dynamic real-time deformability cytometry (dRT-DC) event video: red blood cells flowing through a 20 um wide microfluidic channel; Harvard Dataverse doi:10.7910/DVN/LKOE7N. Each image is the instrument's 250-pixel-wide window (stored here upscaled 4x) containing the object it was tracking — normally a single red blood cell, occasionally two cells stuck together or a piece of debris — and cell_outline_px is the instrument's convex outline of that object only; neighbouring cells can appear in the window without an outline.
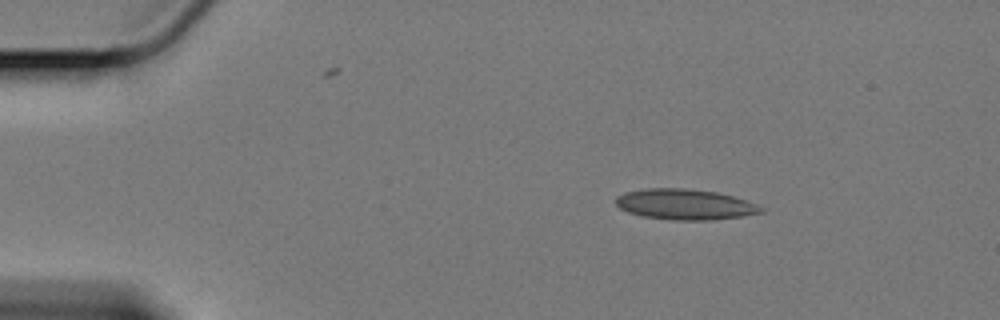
{"species": "Egyptian fruit bat (a non-hibernating species)", "species_latin": "Rousettus aegyptiacus", "temperature_condition": "cold", "stored_images_in_passage": 51, "camera_frame_rate_fps": 3000, "um_per_image_px": 0.085, "animal": {"sex": "female"}, "frame": {"image": 1, "passage_image": 1, "time_ms": 0.0, "image_size_px": [1000, 320], "cell_outline_px": [[764, 212], [744, 216], [712, 220], [672, 220], [644, 216], [628, 212], [620, 208], [616, 204], [616, 196], [624, 192], [648, 188], [684, 188], [716, 192], [732, 196], [756, 204], [764, 208]], "centroid_in_image_um": [58.22, 17.37], "position_along_channel_um": 26.8, "area_um2": 25.84}}
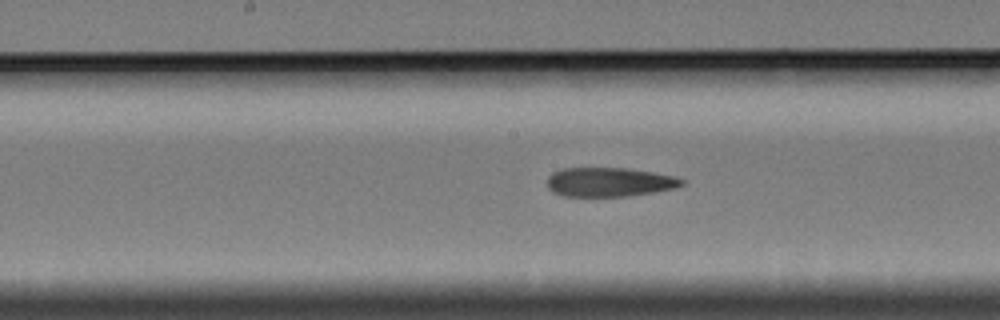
{"frame": {"image": 2, "passage_image": 22, "time_ms": 7.0, "image_size_px": [1000, 320], "cell_outline_px": [[684, 184], [676, 188], [656, 192], [628, 196], [564, 196], [552, 192], [548, 188], [548, 176], [552, 172], [564, 168], [624, 168], [652, 172], [676, 176], [684, 180]], "centroid_in_image_um": [51.81, 15.48], "position_along_channel_um": 196.4, "area_um2": 22.95}}
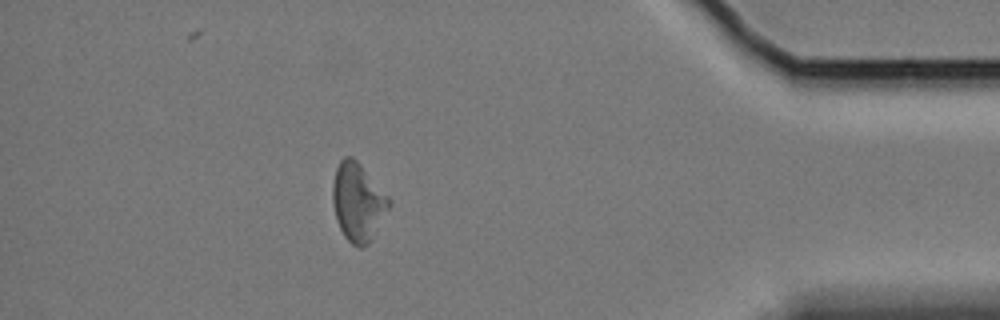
{"frame": {"image": 3, "passage_image": 44, "time_ms": 14.333, "image_size_px": [1000, 320], "cell_outline_px": [[392, 204], [372, 240], [368, 244], [360, 248], [352, 244], [344, 236], [336, 220], [332, 200], [332, 184], [336, 168], [340, 160], [344, 156], [352, 156], [360, 164], [388, 196]], "centroid_in_image_um": [30.42, 17.19], "position_along_channel_um": 404.8, "area_um2": 25.78}, "authors_computed_cell_mechanics": {"area_um2": 24.7962, "velocity_mm_per_s": 3.3789, "shape_relaxation_time_tau1_ms": null, "shape_relaxation_time_tau2_ms": 6.4299, "deformation_change_tau1": null, "deformation_change_tau2": 0.159}}